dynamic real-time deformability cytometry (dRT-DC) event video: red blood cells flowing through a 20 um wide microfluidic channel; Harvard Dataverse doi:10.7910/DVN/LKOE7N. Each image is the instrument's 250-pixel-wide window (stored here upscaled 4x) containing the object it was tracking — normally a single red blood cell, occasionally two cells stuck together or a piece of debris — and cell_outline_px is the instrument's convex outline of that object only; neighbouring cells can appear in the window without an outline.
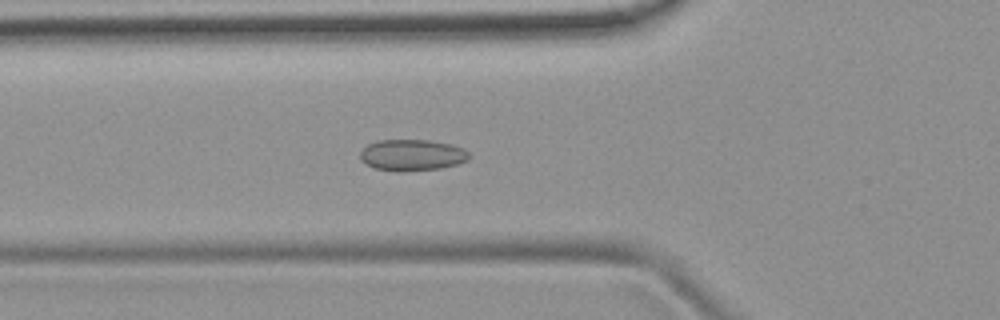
{"species": "common noctule bat (a hibernating species)", "species_latin": "Nyctalus noctula", "temperature_condition": "room temperature", "stored_images_in_passage": 52, "camera_frame_rate_fps": 3000, "um_per_image_px": 0.085, "animal": {"sex": "female", "body_mass_g": 19.9}, "frame": {"image": 1, "passage_image": 18, "time_ms": 5.667, "image_size_px": [1000, 320], "cell_outline_px": [[468, 160], [456, 164], [440, 168], [400, 172], [396, 172], [372, 168], [364, 164], [360, 160], [360, 152], [368, 144], [376, 140], [428, 140], [452, 144], [464, 148], [468, 152]], "centroid_in_image_um": [34.98, 13.19], "position_along_channel_um": 90.8, "area_um2": 20.11}}
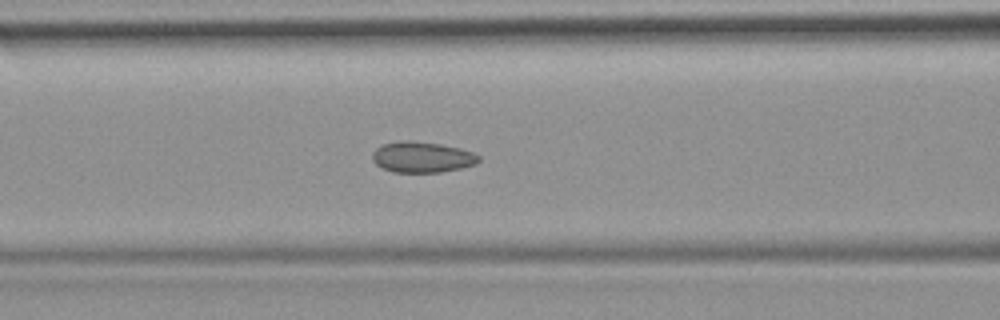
{"frame": {"image": 2, "passage_image": 21, "time_ms": 6.667, "image_size_px": [1000, 320], "cell_outline_px": [[480, 160], [476, 164], [460, 168], [440, 172], [392, 172], [376, 164], [372, 160], [372, 152], [376, 148], [384, 144], [400, 140], [412, 140], [440, 144], [460, 148], [472, 152], [480, 156]], "centroid_in_image_um": [35.87, 13.35], "position_along_channel_um": 130.7, "area_um2": 19.13}}
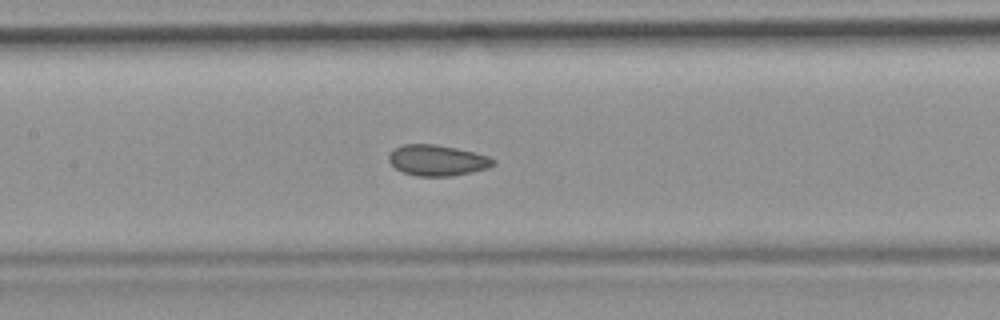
{"frame": {"image": 3, "passage_image": 24, "time_ms": 7.667, "image_size_px": [1000, 320], "cell_outline_px": [[496, 164], [488, 168], [452, 176], [416, 176], [404, 172], [396, 168], [388, 160], [388, 156], [392, 148], [404, 144], [436, 144], [456, 148], [488, 156], [496, 160]], "centroid_in_image_um": [37.15, 13.62], "position_along_channel_um": 170.2, "area_um2": 18.79}, "authors_computed_cell_mechanics": {"area_um2": 19.2185, "velocity_mm_per_s": 3.9609, "shape_relaxation_time_tau1_ms": null, "shape_relaxation_time_tau2_ms": 1.2335, "deformation_change_tau1": null, "deformation_change_tau2": 0.0633}}